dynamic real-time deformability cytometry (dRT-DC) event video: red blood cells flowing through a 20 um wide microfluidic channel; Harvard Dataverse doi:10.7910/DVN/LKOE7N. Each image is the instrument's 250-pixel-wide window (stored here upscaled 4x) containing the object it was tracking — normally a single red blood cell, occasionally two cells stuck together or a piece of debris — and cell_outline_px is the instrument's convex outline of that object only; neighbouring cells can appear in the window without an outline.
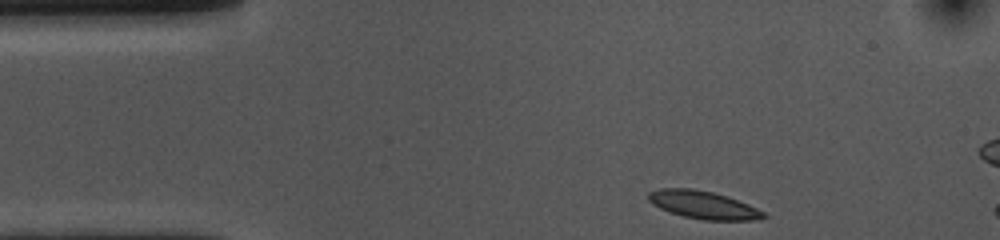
{"species": "common noctule bat (a hibernating species)", "species_latin": "Nyctalus noctula", "temperature_condition": "cold", "stored_images_in_passage": 7, "camera_frame_rate_fps": 3000, "um_per_image_px": 0.085, "animal": {"sex": "female", "body_mass_g": 10.0, "forearm_length_mm": 53.1}, "frame": {"image": 1, "passage_image": 1, "time_ms": 0.0, "image_size_px": [1000, 240], "cell_outline_px": [[768, 216], [760, 220], [704, 220], [684, 216], [660, 208], [652, 204], [648, 200], [648, 192], [660, 188], [692, 188], [712, 192], [748, 204], [764, 212]], "centroid_in_image_um": [59.77, 17.42], "position_along_channel_um": 25.2, "area_um2": 18.5}}